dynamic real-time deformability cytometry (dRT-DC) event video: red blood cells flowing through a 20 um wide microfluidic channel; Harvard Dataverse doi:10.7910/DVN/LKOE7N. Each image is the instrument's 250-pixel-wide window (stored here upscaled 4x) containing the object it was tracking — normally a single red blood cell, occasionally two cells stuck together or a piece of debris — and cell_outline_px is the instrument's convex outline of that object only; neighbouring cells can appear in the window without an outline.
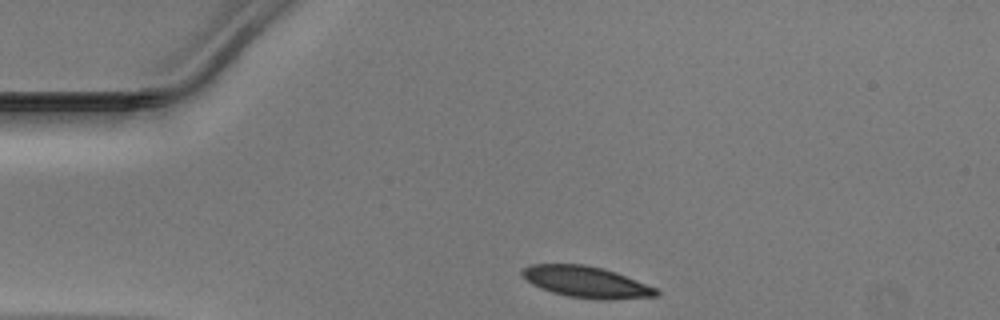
{"species": "Egyptian fruit bat (a non-hibernating species)", "species_latin": "Rousettus aegyptiacus", "temperature_condition": "warm", "stored_images_in_passage": 31, "camera_frame_rate_fps": 3000, "um_per_image_px": 0.085, "animal": {"sex": "male"}, "frame": {"image": 1, "passage_image": 1, "time_ms": 0.0, "image_size_px": [1000, 320], "cell_outline_px": [[660, 296], [600, 300], [568, 296], [552, 292], [540, 288], [532, 284], [520, 272], [528, 264], [584, 264], [604, 268], [616, 272], [656, 288], [660, 292]], "centroid_in_image_um": [49.84, 23.96], "position_along_channel_um": 35.2, "area_um2": 24.39}}
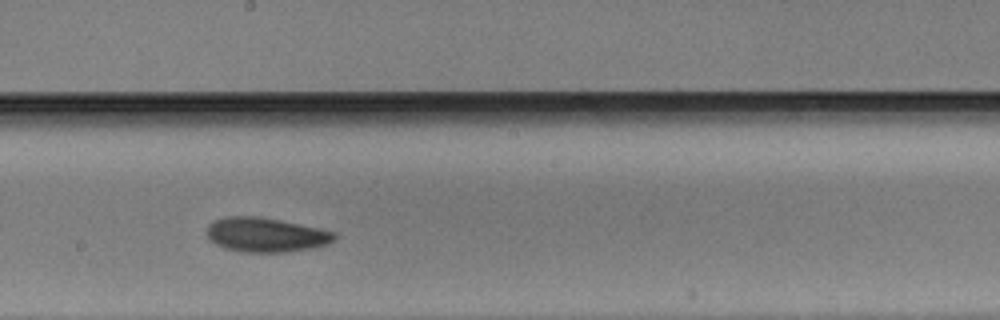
{"frame": {"image": 2, "passage_image": 18, "time_ms": 5.667, "image_size_px": [1000, 320], "cell_outline_px": [[336, 240], [328, 244], [312, 248], [284, 252], [244, 252], [224, 248], [216, 244], [208, 236], [208, 224], [212, 220], [224, 216], [260, 216], [320, 228], [336, 232]], "centroid_in_image_um": [22.62, 19.95], "position_along_channel_um": 225.6, "area_um2": 25.72}}
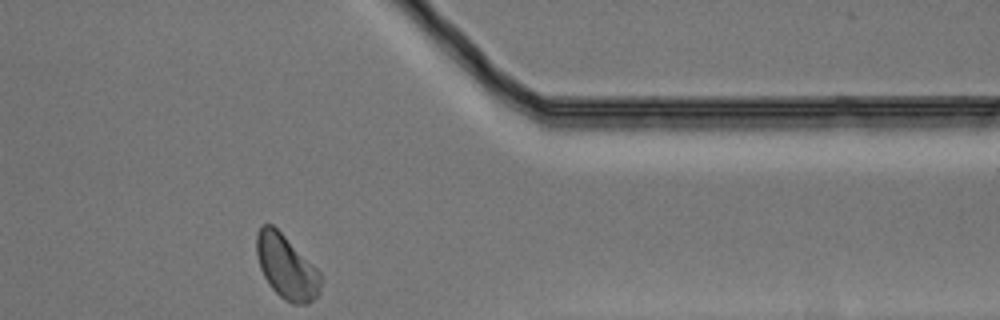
{"frame": {"image": 3, "passage_image": 31, "time_ms": 10.0, "image_size_px": [1000, 320], "cell_outline_px": [[320, 292], [308, 304], [292, 304], [284, 300], [272, 288], [264, 276], [260, 268], [256, 252], [256, 236], [260, 224], [272, 224], [320, 272]], "centroid_in_image_um": [24.32, 22.7], "position_along_channel_um": 387.1, "area_um2": 23.52}}